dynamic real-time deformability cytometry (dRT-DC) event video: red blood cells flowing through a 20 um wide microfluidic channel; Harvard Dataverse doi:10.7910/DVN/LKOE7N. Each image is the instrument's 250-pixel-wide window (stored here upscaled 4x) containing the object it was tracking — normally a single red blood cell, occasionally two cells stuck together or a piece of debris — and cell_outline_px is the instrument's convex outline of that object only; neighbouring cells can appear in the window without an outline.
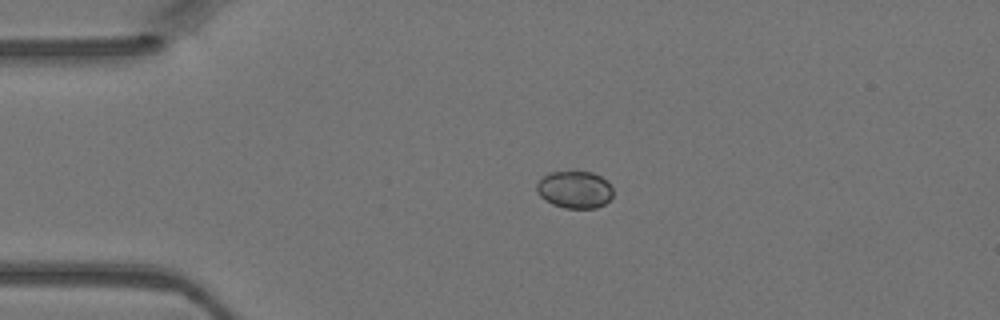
{"species": "Egyptian fruit bat (a non-hibernating species)", "species_latin": "Rousettus aegyptiacus", "temperature_condition": "warm", "stored_images_in_passage": 3, "camera_frame_rate_fps": 3000, "um_per_image_px": 0.085, "animal": {"sex": "female"}, "frame": {"image": 1, "passage_image": 2, "time_ms": 0.333, "image_size_px": [1000, 320], "cell_outline_px": [[612, 196], [604, 204], [596, 208], [564, 208], [552, 204], [544, 200], [536, 192], [536, 184], [548, 172], [592, 172], [608, 180], [612, 188]], "centroid_in_image_um": [48.84, 16.12], "position_along_channel_um": 36.2, "area_um2": 16.65}}